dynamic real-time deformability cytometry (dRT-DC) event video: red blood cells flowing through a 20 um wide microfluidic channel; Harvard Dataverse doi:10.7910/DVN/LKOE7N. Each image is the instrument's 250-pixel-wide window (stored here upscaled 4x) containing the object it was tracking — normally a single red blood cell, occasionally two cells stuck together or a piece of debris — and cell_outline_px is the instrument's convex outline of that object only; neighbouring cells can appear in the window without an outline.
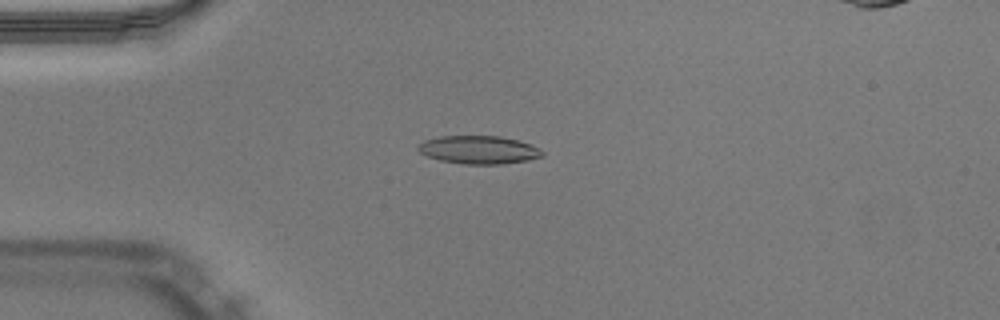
{"species": "Egyptian fruit bat (a non-hibernating species)", "species_latin": "Rousettus aegyptiacus", "temperature_condition": "warm", "stored_images_in_passage": 51, "camera_frame_rate_fps": 3000, "um_per_image_px": 0.085, "animal": {"sex": "male"}, "frame": {"image": 1, "passage_image": 13, "time_ms": 4.0, "image_size_px": [1000, 320], "cell_outline_px": [[544, 156], [528, 160], [500, 164], [464, 164], [440, 160], [428, 156], [420, 152], [416, 148], [424, 140], [440, 136], [500, 136], [516, 140], [540, 148], [544, 152]], "centroid_in_image_um": [40.7, 12.73], "position_along_channel_um": 44.3, "area_um2": 20.23}}
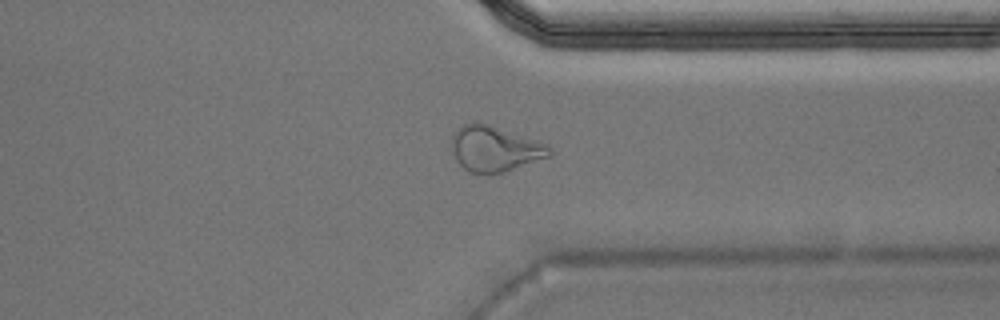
{"frame": {"image": 2, "passage_image": 39, "time_ms": 12.667, "image_size_px": [1000, 320], "cell_outline_px": [[552, 152], [548, 156], [504, 172], [488, 176], [472, 172], [464, 168], [456, 160], [452, 152], [452, 136], [464, 124], [476, 120], [548, 144], [552, 148]], "centroid_in_image_um": [42.04, 12.65], "position_along_channel_um": 369.4, "area_um2": 25.89}}
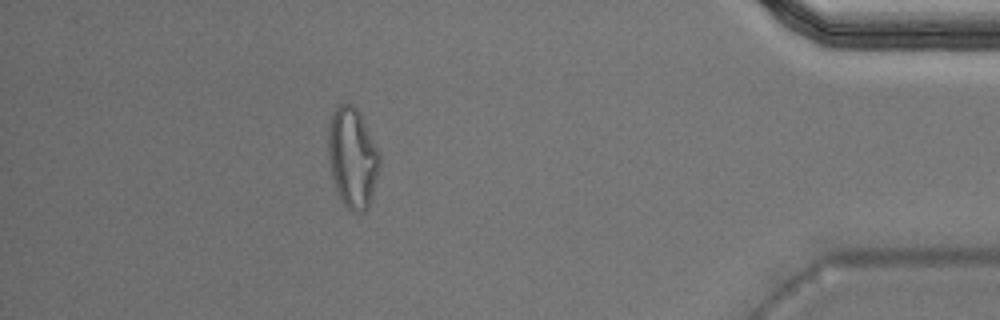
{"frame": {"image": 3, "passage_image": 45, "time_ms": 14.667, "image_size_px": [1000, 320], "cell_outline_px": [[380, 168], [372, 200], [368, 208], [364, 212], [352, 212], [340, 200], [332, 176], [328, 160], [328, 128], [332, 112], [340, 104], [352, 104], [360, 112], [380, 152]], "centroid_in_image_um": [29.98, 13.42], "position_along_channel_um": 405.2, "area_um2": 30.52}}